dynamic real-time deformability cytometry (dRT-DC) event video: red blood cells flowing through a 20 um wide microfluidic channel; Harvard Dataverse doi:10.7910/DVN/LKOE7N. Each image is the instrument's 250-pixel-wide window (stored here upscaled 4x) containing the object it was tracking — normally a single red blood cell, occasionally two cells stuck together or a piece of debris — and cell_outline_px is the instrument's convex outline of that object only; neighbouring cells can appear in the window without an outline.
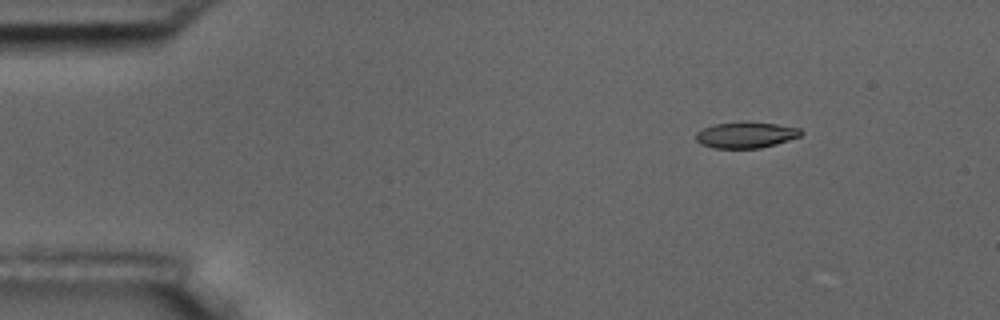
{"species": "common noctule bat (a hibernating species)", "species_latin": "Nyctalus noctula", "temperature_condition": "room temperature", "stored_images_in_passage": 5, "camera_frame_rate_fps": 3000, "um_per_image_px": 0.085, "animal": {"sex": "male", "body_mass_g": 17.5, "forearm_length_mm": 52.3}, "frame": {"image": 1, "passage_image": 2, "time_ms": 1.333, "image_size_px": [1000, 320], "cell_outline_px": [[804, 132], [800, 136], [776, 144], [760, 148], [712, 148], [700, 144], [696, 140], [696, 132], [704, 128], [716, 124], [748, 120], [776, 124], [800, 128]], "centroid_in_image_um": [63.4, 11.46], "position_along_channel_um": 21.6, "area_um2": 16.18}}